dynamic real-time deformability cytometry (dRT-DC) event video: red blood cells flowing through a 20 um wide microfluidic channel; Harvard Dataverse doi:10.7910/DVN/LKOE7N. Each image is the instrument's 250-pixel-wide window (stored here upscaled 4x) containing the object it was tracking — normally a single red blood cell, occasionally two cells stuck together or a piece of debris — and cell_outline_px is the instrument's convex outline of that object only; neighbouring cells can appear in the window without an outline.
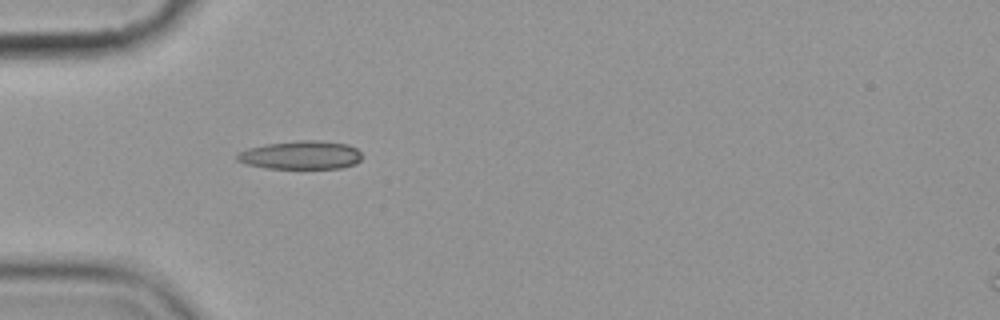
{"species": "common noctule bat (a hibernating species)", "species_latin": "Nyctalus noctula", "temperature_condition": "cold", "stored_images_in_passage": 1, "camera_frame_rate_fps": 3000, "um_per_image_px": 0.085, "animal": {"sex": "female", "body_mass_g": 19.9}, "frame": {"image": 1, "passage_image": 1, "time_ms": 0.0, "image_size_px": [1000, 320], "cell_outline_px": [[364, 156], [356, 164], [340, 168], [264, 168], [244, 164], [236, 160], [236, 152], [248, 148], [264, 144], [296, 140], [316, 140], [348, 144], [356, 148]], "centroid_in_image_um": [25.55, 13.18], "position_along_channel_um": 59.5, "area_um2": 21.04}}